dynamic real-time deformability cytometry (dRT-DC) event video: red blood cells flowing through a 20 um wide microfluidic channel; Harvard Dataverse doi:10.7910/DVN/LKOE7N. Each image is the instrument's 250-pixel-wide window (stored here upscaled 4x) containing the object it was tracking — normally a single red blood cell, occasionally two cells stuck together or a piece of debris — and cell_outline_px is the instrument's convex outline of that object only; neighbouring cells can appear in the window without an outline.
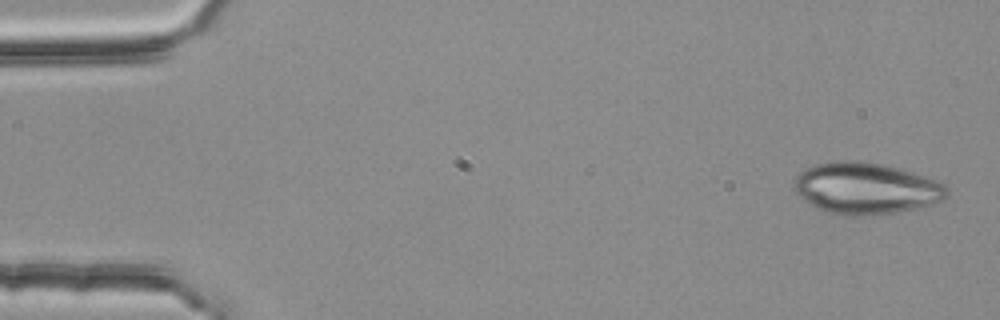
{"species": "common noctule bat (a hibernating species)", "species_latin": "Nyctalus noctula", "temperature_condition": "room temperature", "stored_images_in_passage": 3, "camera_frame_rate_fps": 3000, "um_per_image_px": 0.085, "animal": {"sex": "female", "body_mass_g": 25.1}, "frame": {"image": 1, "passage_image": 1, "time_ms": 0.0, "image_size_px": [1000, 320], "cell_outline_px": [[948, 196], [940, 200], [920, 208], [896, 212], [864, 216], [848, 216], [816, 208], [804, 200], [796, 192], [792, 184], [796, 176], [804, 168], [816, 164], [840, 160], [860, 160], [884, 164], [900, 168], [936, 180], [944, 184], [948, 188]], "centroid_in_image_um": [73.59, 16.0], "position_along_channel_um": 11.4, "area_um2": 46.07}}